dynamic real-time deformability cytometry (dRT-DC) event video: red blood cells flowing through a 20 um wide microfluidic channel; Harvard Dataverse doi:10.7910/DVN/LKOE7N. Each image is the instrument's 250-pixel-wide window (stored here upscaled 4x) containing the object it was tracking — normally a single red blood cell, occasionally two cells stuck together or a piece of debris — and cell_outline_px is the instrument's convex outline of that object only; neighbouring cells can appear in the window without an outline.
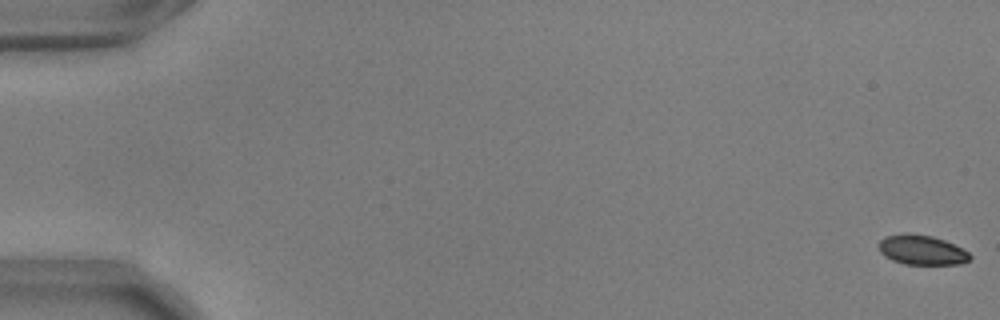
{"species": "common noctule bat (a hibernating species)", "species_latin": "Nyctalus noctula", "temperature_condition": "warm", "stored_images_in_passage": 57, "camera_frame_rate_fps": 3000, "um_per_image_px": 0.085, "animal": {"sex": "male", "body_mass_g": 17.9, "forearm_length_mm": 54.2}, "frame": {"image": 1, "passage_image": 1, "time_ms": 0.0, "image_size_px": [1000, 320], "cell_outline_px": [[972, 256], [968, 260], [960, 264], [904, 264], [892, 260], [884, 256], [880, 252], [880, 240], [884, 236], [904, 232], [908, 232], [932, 236], [944, 240], [968, 252]], "centroid_in_image_um": [78.31, 21.23], "position_along_channel_um": 6.7, "area_um2": 15.78}}
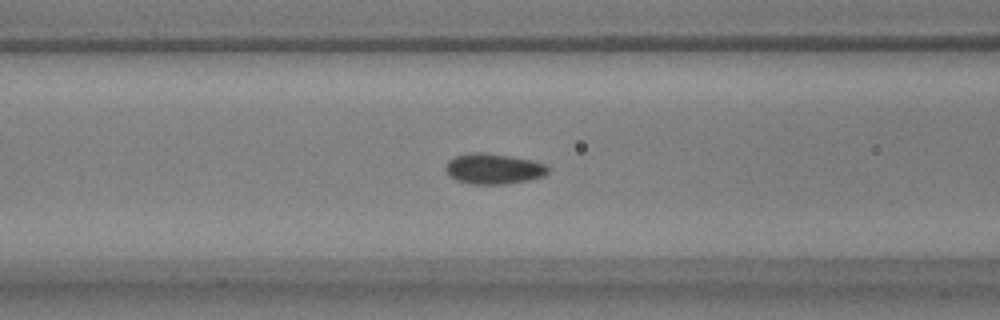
{"frame": {"image": 2, "passage_image": 24, "time_ms": 7.667, "image_size_px": [1000, 320], "cell_outline_px": [[548, 172], [544, 176], [528, 180], [504, 184], [472, 184], [456, 180], [448, 176], [444, 168], [448, 160], [456, 156], [472, 152], [484, 152], [532, 160], [544, 164], [548, 168]], "centroid_in_image_um": [41.91, 14.35], "position_along_channel_um": 124.7, "area_um2": 18.21}}
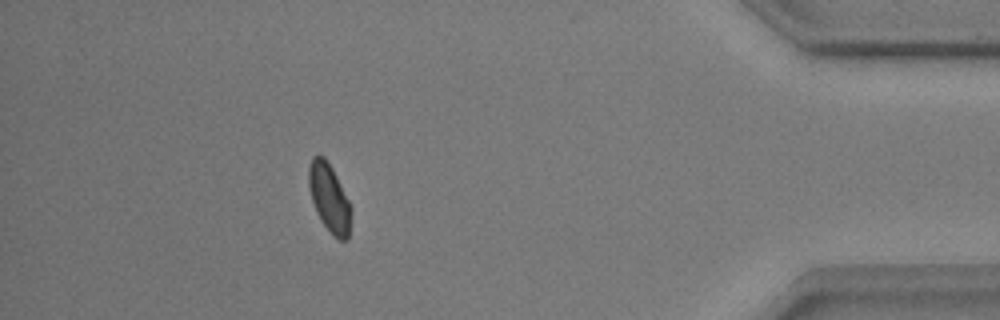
{"frame": {"image": 3, "passage_image": 51, "time_ms": 16.667, "image_size_px": [1000, 320], "cell_outline_px": [[352, 212], [348, 240], [340, 240], [332, 236], [320, 220], [316, 212], [312, 200], [308, 184], [308, 168], [312, 156], [324, 156], [332, 168], [352, 208]], "centroid_in_image_um": [27.99, 16.86], "position_along_channel_um": 407.2, "area_um2": 16.94}, "authors_computed_cell_mechanics": {"area_um2": 17.2244, "velocity_mm_per_s": 3.6389, "shape_relaxation_time_tau1_ms": 3.0734, "shape_relaxation_time_tau2_ms": null, "deformation_change_tau1": 0.096, "deformation_change_tau2": null}}